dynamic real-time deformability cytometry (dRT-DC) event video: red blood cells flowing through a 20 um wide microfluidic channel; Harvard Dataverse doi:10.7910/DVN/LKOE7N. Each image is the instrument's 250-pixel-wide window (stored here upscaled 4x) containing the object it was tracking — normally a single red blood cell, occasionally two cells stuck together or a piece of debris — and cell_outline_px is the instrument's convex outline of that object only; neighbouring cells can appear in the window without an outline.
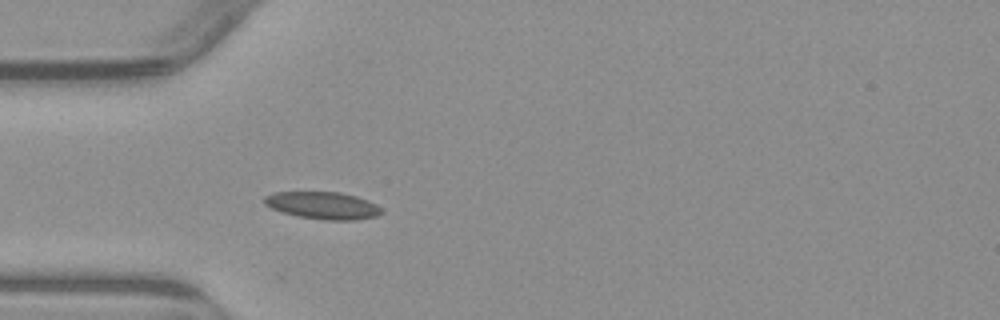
{"species": "common noctule bat (a hibernating species)", "species_latin": "Nyctalus noctula", "temperature_condition": "warm", "stored_images_in_passage": 3, "camera_frame_rate_fps": 3000, "um_per_image_px": 0.085, "animal": {"sex": "male", "body_mass_g": 23.1, "forearm_length_mm": 52.7}, "frame": {"image": 1, "passage_image": 3, "time_ms": 3.333, "image_size_px": [1000, 320], "cell_outline_px": [[384, 212], [376, 216], [356, 220], [324, 220], [296, 216], [272, 208], [264, 204], [264, 196], [276, 192], [340, 192], [356, 196], [368, 200], [376, 204]], "centroid_in_image_um": [27.46, 17.46], "position_along_channel_um": 57.5, "area_um2": 18.61}}